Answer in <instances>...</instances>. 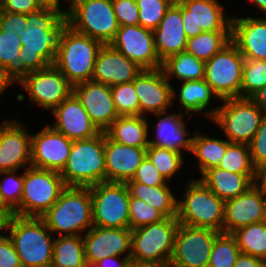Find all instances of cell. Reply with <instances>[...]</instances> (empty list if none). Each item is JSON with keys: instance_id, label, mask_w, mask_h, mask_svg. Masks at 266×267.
I'll return each instance as SVG.
<instances>
[{"instance_id": "74e56055", "label": "cell", "mask_w": 266, "mask_h": 267, "mask_svg": "<svg viewBox=\"0 0 266 267\" xmlns=\"http://www.w3.org/2000/svg\"><path fill=\"white\" fill-rule=\"evenodd\" d=\"M241 253L266 260V223L257 222L240 227L231 233Z\"/></svg>"}, {"instance_id": "836d02e7", "label": "cell", "mask_w": 266, "mask_h": 267, "mask_svg": "<svg viewBox=\"0 0 266 267\" xmlns=\"http://www.w3.org/2000/svg\"><path fill=\"white\" fill-rule=\"evenodd\" d=\"M192 134L194 136L191 154L198 159V172L202 175L205 171L218 167L231 143L227 139L212 138L199 131Z\"/></svg>"}, {"instance_id": "44dd1931", "label": "cell", "mask_w": 266, "mask_h": 267, "mask_svg": "<svg viewBox=\"0 0 266 267\" xmlns=\"http://www.w3.org/2000/svg\"><path fill=\"white\" fill-rule=\"evenodd\" d=\"M73 94L101 132H105L119 117L110 86L90 80L74 85Z\"/></svg>"}, {"instance_id": "30bf717a", "label": "cell", "mask_w": 266, "mask_h": 267, "mask_svg": "<svg viewBox=\"0 0 266 267\" xmlns=\"http://www.w3.org/2000/svg\"><path fill=\"white\" fill-rule=\"evenodd\" d=\"M221 104L212 122L230 143L249 144L265 113L250 98H229Z\"/></svg>"}, {"instance_id": "5b68a950", "label": "cell", "mask_w": 266, "mask_h": 267, "mask_svg": "<svg viewBox=\"0 0 266 267\" xmlns=\"http://www.w3.org/2000/svg\"><path fill=\"white\" fill-rule=\"evenodd\" d=\"M105 132L74 140L68 161L60 172L66 187H90L106 182Z\"/></svg>"}, {"instance_id": "03108f58", "label": "cell", "mask_w": 266, "mask_h": 267, "mask_svg": "<svg viewBox=\"0 0 266 267\" xmlns=\"http://www.w3.org/2000/svg\"><path fill=\"white\" fill-rule=\"evenodd\" d=\"M0 210H10L9 208L5 207V205L2 203L0 199Z\"/></svg>"}, {"instance_id": "9c48e42d", "label": "cell", "mask_w": 266, "mask_h": 267, "mask_svg": "<svg viewBox=\"0 0 266 267\" xmlns=\"http://www.w3.org/2000/svg\"><path fill=\"white\" fill-rule=\"evenodd\" d=\"M66 188L60 172L35 167L25 168L20 206L13 212L23 217H41Z\"/></svg>"}, {"instance_id": "680465c9", "label": "cell", "mask_w": 266, "mask_h": 267, "mask_svg": "<svg viewBox=\"0 0 266 267\" xmlns=\"http://www.w3.org/2000/svg\"><path fill=\"white\" fill-rule=\"evenodd\" d=\"M13 84L15 83L6 75V72L0 68V96H3L2 93Z\"/></svg>"}, {"instance_id": "52a82bcc", "label": "cell", "mask_w": 266, "mask_h": 267, "mask_svg": "<svg viewBox=\"0 0 266 267\" xmlns=\"http://www.w3.org/2000/svg\"><path fill=\"white\" fill-rule=\"evenodd\" d=\"M178 226L177 217H167L133 229L130 256L132 264L169 265Z\"/></svg>"}, {"instance_id": "89a4df30", "label": "cell", "mask_w": 266, "mask_h": 267, "mask_svg": "<svg viewBox=\"0 0 266 267\" xmlns=\"http://www.w3.org/2000/svg\"><path fill=\"white\" fill-rule=\"evenodd\" d=\"M3 0H0V11L2 9Z\"/></svg>"}, {"instance_id": "4fadbf2b", "label": "cell", "mask_w": 266, "mask_h": 267, "mask_svg": "<svg viewBox=\"0 0 266 267\" xmlns=\"http://www.w3.org/2000/svg\"><path fill=\"white\" fill-rule=\"evenodd\" d=\"M18 85L27 92L29 101L51 112L73 93V85L54 64L31 71Z\"/></svg>"}, {"instance_id": "6f0895ef", "label": "cell", "mask_w": 266, "mask_h": 267, "mask_svg": "<svg viewBox=\"0 0 266 267\" xmlns=\"http://www.w3.org/2000/svg\"><path fill=\"white\" fill-rule=\"evenodd\" d=\"M266 114V85L250 98Z\"/></svg>"}, {"instance_id": "484cf974", "label": "cell", "mask_w": 266, "mask_h": 267, "mask_svg": "<svg viewBox=\"0 0 266 267\" xmlns=\"http://www.w3.org/2000/svg\"><path fill=\"white\" fill-rule=\"evenodd\" d=\"M181 112L182 111L179 113H172L168 111L167 114L166 111L153 114L157 117V123L154 127V139H150V136H148L149 145L165 148L181 154H183L184 151L191 153L194 135L187 132L189 129L184 119L185 116L188 119L190 116Z\"/></svg>"}, {"instance_id": "e7e4bbea", "label": "cell", "mask_w": 266, "mask_h": 267, "mask_svg": "<svg viewBox=\"0 0 266 267\" xmlns=\"http://www.w3.org/2000/svg\"><path fill=\"white\" fill-rule=\"evenodd\" d=\"M84 267H101L97 262L85 261Z\"/></svg>"}, {"instance_id": "8d00e7d4", "label": "cell", "mask_w": 266, "mask_h": 267, "mask_svg": "<svg viewBox=\"0 0 266 267\" xmlns=\"http://www.w3.org/2000/svg\"><path fill=\"white\" fill-rule=\"evenodd\" d=\"M231 41V31H204L188 38L186 51L206 62Z\"/></svg>"}, {"instance_id": "db71d44e", "label": "cell", "mask_w": 266, "mask_h": 267, "mask_svg": "<svg viewBox=\"0 0 266 267\" xmlns=\"http://www.w3.org/2000/svg\"><path fill=\"white\" fill-rule=\"evenodd\" d=\"M233 267H266V260L240 253Z\"/></svg>"}, {"instance_id": "7a4b0ae2", "label": "cell", "mask_w": 266, "mask_h": 267, "mask_svg": "<svg viewBox=\"0 0 266 267\" xmlns=\"http://www.w3.org/2000/svg\"><path fill=\"white\" fill-rule=\"evenodd\" d=\"M41 218L55 237L83 236L93 227L90 187H66Z\"/></svg>"}, {"instance_id": "d6a6232c", "label": "cell", "mask_w": 266, "mask_h": 267, "mask_svg": "<svg viewBox=\"0 0 266 267\" xmlns=\"http://www.w3.org/2000/svg\"><path fill=\"white\" fill-rule=\"evenodd\" d=\"M22 46L20 37L15 33L0 31V68L17 84L31 73L20 60Z\"/></svg>"}, {"instance_id": "be15d7a7", "label": "cell", "mask_w": 266, "mask_h": 267, "mask_svg": "<svg viewBox=\"0 0 266 267\" xmlns=\"http://www.w3.org/2000/svg\"><path fill=\"white\" fill-rule=\"evenodd\" d=\"M131 267H169V265H137V264H132Z\"/></svg>"}, {"instance_id": "681fc988", "label": "cell", "mask_w": 266, "mask_h": 267, "mask_svg": "<svg viewBox=\"0 0 266 267\" xmlns=\"http://www.w3.org/2000/svg\"><path fill=\"white\" fill-rule=\"evenodd\" d=\"M128 181H136L147 186H161L169 184L147 156L136 170L132 179Z\"/></svg>"}, {"instance_id": "9a60e30c", "label": "cell", "mask_w": 266, "mask_h": 267, "mask_svg": "<svg viewBox=\"0 0 266 267\" xmlns=\"http://www.w3.org/2000/svg\"><path fill=\"white\" fill-rule=\"evenodd\" d=\"M110 45L143 70L162 68L155 50L154 32L150 29L140 25L119 26Z\"/></svg>"}, {"instance_id": "603a6c76", "label": "cell", "mask_w": 266, "mask_h": 267, "mask_svg": "<svg viewBox=\"0 0 266 267\" xmlns=\"http://www.w3.org/2000/svg\"><path fill=\"white\" fill-rule=\"evenodd\" d=\"M51 113L55 120L49 125L72 141L89 139L101 133L73 93Z\"/></svg>"}, {"instance_id": "7dc6e473", "label": "cell", "mask_w": 266, "mask_h": 267, "mask_svg": "<svg viewBox=\"0 0 266 267\" xmlns=\"http://www.w3.org/2000/svg\"><path fill=\"white\" fill-rule=\"evenodd\" d=\"M253 166L258 170L266 163V114L263 116L260 126L249 143Z\"/></svg>"}, {"instance_id": "9f6ffc18", "label": "cell", "mask_w": 266, "mask_h": 267, "mask_svg": "<svg viewBox=\"0 0 266 267\" xmlns=\"http://www.w3.org/2000/svg\"><path fill=\"white\" fill-rule=\"evenodd\" d=\"M13 216L14 214L11 210H0V239L8 236L6 233H8L7 231L9 230V225ZM2 230L5 235L2 234Z\"/></svg>"}, {"instance_id": "a7ac6f4b", "label": "cell", "mask_w": 266, "mask_h": 267, "mask_svg": "<svg viewBox=\"0 0 266 267\" xmlns=\"http://www.w3.org/2000/svg\"><path fill=\"white\" fill-rule=\"evenodd\" d=\"M67 1V0H66ZM75 0H68V6H70Z\"/></svg>"}, {"instance_id": "f546056e", "label": "cell", "mask_w": 266, "mask_h": 267, "mask_svg": "<svg viewBox=\"0 0 266 267\" xmlns=\"http://www.w3.org/2000/svg\"><path fill=\"white\" fill-rule=\"evenodd\" d=\"M199 179L223 201L245 193L257 181V174H237L219 167L205 171Z\"/></svg>"}, {"instance_id": "4316f807", "label": "cell", "mask_w": 266, "mask_h": 267, "mask_svg": "<svg viewBox=\"0 0 266 267\" xmlns=\"http://www.w3.org/2000/svg\"><path fill=\"white\" fill-rule=\"evenodd\" d=\"M106 182L126 183L147 156V148L122 145L111 140L105 133Z\"/></svg>"}, {"instance_id": "7c38bea8", "label": "cell", "mask_w": 266, "mask_h": 267, "mask_svg": "<svg viewBox=\"0 0 266 267\" xmlns=\"http://www.w3.org/2000/svg\"><path fill=\"white\" fill-rule=\"evenodd\" d=\"M245 58L231 40L205 62V81L220 100L240 98L242 68Z\"/></svg>"}, {"instance_id": "ba28073f", "label": "cell", "mask_w": 266, "mask_h": 267, "mask_svg": "<svg viewBox=\"0 0 266 267\" xmlns=\"http://www.w3.org/2000/svg\"><path fill=\"white\" fill-rule=\"evenodd\" d=\"M66 8L67 25L74 31L103 44L114 39L119 24L112 0H75Z\"/></svg>"}, {"instance_id": "d4e9b609", "label": "cell", "mask_w": 266, "mask_h": 267, "mask_svg": "<svg viewBox=\"0 0 266 267\" xmlns=\"http://www.w3.org/2000/svg\"><path fill=\"white\" fill-rule=\"evenodd\" d=\"M142 70L110 44H103L95 61L92 80L112 87L133 82Z\"/></svg>"}, {"instance_id": "c3c4849f", "label": "cell", "mask_w": 266, "mask_h": 267, "mask_svg": "<svg viewBox=\"0 0 266 267\" xmlns=\"http://www.w3.org/2000/svg\"><path fill=\"white\" fill-rule=\"evenodd\" d=\"M119 26L139 25V9L136 0H112Z\"/></svg>"}, {"instance_id": "2e32d148", "label": "cell", "mask_w": 266, "mask_h": 267, "mask_svg": "<svg viewBox=\"0 0 266 267\" xmlns=\"http://www.w3.org/2000/svg\"><path fill=\"white\" fill-rule=\"evenodd\" d=\"M183 27L187 38L204 31H231V16H227L219 0H180Z\"/></svg>"}, {"instance_id": "816d5d0a", "label": "cell", "mask_w": 266, "mask_h": 267, "mask_svg": "<svg viewBox=\"0 0 266 267\" xmlns=\"http://www.w3.org/2000/svg\"><path fill=\"white\" fill-rule=\"evenodd\" d=\"M0 267H23L11 239H0Z\"/></svg>"}, {"instance_id": "bcb514c9", "label": "cell", "mask_w": 266, "mask_h": 267, "mask_svg": "<svg viewBox=\"0 0 266 267\" xmlns=\"http://www.w3.org/2000/svg\"><path fill=\"white\" fill-rule=\"evenodd\" d=\"M167 218L160 210L141 199L130 195L129 201V229L149 225Z\"/></svg>"}, {"instance_id": "5bb4252c", "label": "cell", "mask_w": 266, "mask_h": 267, "mask_svg": "<svg viewBox=\"0 0 266 267\" xmlns=\"http://www.w3.org/2000/svg\"><path fill=\"white\" fill-rule=\"evenodd\" d=\"M220 232L179 224L169 267H205L209 264L211 249Z\"/></svg>"}, {"instance_id": "7402d4cb", "label": "cell", "mask_w": 266, "mask_h": 267, "mask_svg": "<svg viewBox=\"0 0 266 267\" xmlns=\"http://www.w3.org/2000/svg\"><path fill=\"white\" fill-rule=\"evenodd\" d=\"M85 259L98 262L109 256H131L132 230L93 226L83 234Z\"/></svg>"}, {"instance_id": "277c9868", "label": "cell", "mask_w": 266, "mask_h": 267, "mask_svg": "<svg viewBox=\"0 0 266 267\" xmlns=\"http://www.w3.org/2000/svg\"><path fill=\"white\" fill-rule=\"evenodd\" d=\"M23 267H50L54 234L41 217L14 215L7 233Z\"/></svg>"}, {"instance_id": "8fae6325", "label": "cell", "mask_w": 266, "mask_h": 267, "mask_svg": "<svg viewBox=\"0 0 266 267\" xmlns=\"http://www.w3.org/2000/svg\"><path fill=\"white\" fill-rule=\"evenodd\" d=\"M93 226L129 228L130 193L126 183L101 182L90 186Z\"/></svg>"}, {"instance_id": "8992f818", "label": "cell", "mask_w": 266, "mask_h": 267, "mask_svg": "<svg viewBox=\"0 0 266 267\" xmlns=\"http://www.w3.org/2000/svg\"><path fill=\"white\" fill-rule=\"evenodd\" d=\"M183 198L177 201L179 224L223 232L225 201L200 180L187 182Z\"/></svg>"}, {"instance_id": "b9f144b4", "label": "cell", "mask_w": 266, "mask_h": 267, "mask_svg": "<svg viewBox=\"0 0 266 267\" xmlns=\"http://www.w3.org/2000/svg\"><path fill=\"white\" fill-rule=\"evenodd\" d=\"M147 157L167 181H170L184 164L183 154L152 145L147 147Z\"/></svg>"}, {"instance_id": "f907efd6", "label": "cell", "mask_w": 266, "mask_h": 267, "mask_svg": "<svg viewBox=\"0 0 266 267\" xmlns=\"http://www.w3.org/2000/svg\"><path fill=\"white\" fill-rule=\"evenodd\" d=\"M27 27L26 14L0 11V31L15 33L20 37Z\"/></svg>"}, {"instance_id": "1f68e13d", "label": "cell", "mask_w": 266, "mask_h": 267, "mask_svg": "<svg viewBox=\"0 0 266 267\" xmlns=\"http://www.w3.org/2000/svg\"><path fill=\"white\" fill-rule=\"evenodd\" d=\"M132 197L141 199L160 210L166 217H177V197L169 185L147 186L136 181H127Z\"/></svg>"}, {"instance_id": "11a10c76", "label": "cell", "mask_w": 266, "mask_h": 267, "mask_svg": "<svg viewBox=\"0 0 266 267\" xmlns=\"http://www.w3.org/2000/svg\"><path fill=\"white\" fill-rule=\"evenodd\" d=\"M122 258V256H109L98 261L101 267H131L132 262L130 257ZM122 258V259H121Z\"/></svg>"}, {"instance_id": "ab89813d", "label": "cell", "mask_w": 266, "mask_h": 267, "mask_svg": "<svg viewBox=\"0 0 266 267\" xmlns=\"http://www.w3.org/2000/svg\"><path fill=\"white\" fill-rule=\"evenodd\" d=\"M240 253L235 237L231 233L220 232L214 240L209 265L233 267Z\"/></svg>"}, {"instance_id": "e0dca14e", "label": "cell", "mask_w": 266, "mask_h": 267, "mask_svg": "<svg viewBox=\"0 0 266 267\" xmlns=\"http://www.w3.org/2000/svg\"><path fill=\"white\" fill-rule=\"evenodd\" d=\"M72 144V140L51 125H45L31 135V166L61 172L68 161Z\"/></svg>"}, {"instance_id": "91938a15", "label": "cell", "mask_w": 266, "mask_h": 267, "mask_svg": "<svg viewBox=\"0 0 266 267\" xmlns=\"http://www.w3.org/2000/svg\"><path fill=\"white\" fill-rule=\"evenodd\" d=\"M256 182L266 189V163L257 170Z\"/></svg>"}, {"instance_id": "6da1fadb", "label": "cell", "mask_w": 266, "mask_h": 267, "mask_svg": "<svg viewBox=\"0 0 266 267\" xmlns=\"http://www.w3.org/2000/svg\"><path fill=\"white\" fill-rule=\"evenodd\" d=\"M27 29L21 33L20 60L30 71L54 64L59 36L67 24L66 14L58 8L43 6L26 14Z\"/></svg>"}, {"instance_id": "f5cc1de1", "label": "cell", "mask_w": 266, "mask_h": 267, "mask_svg": "<svg viewBox=\"0 0 266 267\" xmlns=\"http://www.w3.org/2000/svg\"><path fill=\"white\" fill-rule=\"evenodd\" d=\"M42 7L38 0H3L1 11L29 14L38 11Z\"/></svg>"}, {"instance_id": "4dcf8cb0", "label": "cell", "mask_w": 266, "mask_h": 267, "mask_svg": "<svg viewBox=\"0 0 266 267\" xmlns=\"http://www.w3.org/2000/svg\"><path fill=\"white\" fill-rule=\"evenodd\" d=\"M147 116H119L105 131L106 135L116 143L136 148L149 146V125Z\"/></svg>"}, {"instance_id": "ffe728a7", "label": "cell", "mask_w": 266, "mask_h": 267, "mask_svg": "<svg viewBox=\"0 0 266 267\" xmlns=\"http://www.w3.org/2000/svg\"><path fill=\"white\" fill-rule=\"evenodd\" d=\"M266 202V189L255 182L239 196L226 200L224 209L223 233L257 222H263Z\"/></svg>"}, {"instance_id": "60d3db41", "label": "cell", "mask_w": 266, "mask_h": 267, "mask_svg": "<svg viewBox=\"0 0 266 267\" xmlns=\"http://www.w3.org/2000/svg\"><path fill=\"white\" fill-rule=\"evenodd\" d=\"M266 85V60L245 59L240 98H251Z\"/></svg>"}, {"instance_id": "cb8c5ba5", "label": "cell", "mask_w": 266, "mask_h": 267, "mask_svg": "<svg viewBox=\"0 0 266 267\" xmlns=\"http://www.w3.org/2000/svg\"><path fill=\"white\" fill-rule=\"evenodd\" d=\"M231 40L245 59L266 60V17L231 15Z\"/></svg>"}, {"instance_id": "6125c7cd", "label": "cell", "mask_w": 266, "mask_h": 267, "mask_svg": "<svg viewBox=\"0 0 266 267\" xmlns=\"http://www.w3.org/2000/svg\"><path fill=\"white\" fill-rule=\"evenodd\" d=\"M251 3H253V5H255L257 7L258 10H260V12L262 11L263 14H261L262 16L266 17V0H248Z\"/></svg>"}, {"instance_id": "7bdbcfd3", "label": "cell", "mask_w": 266, "mask_h": 267, "mask_svg": "<svg viewBox=\"0 0 266 267\" xmlns=\"http://www.w3.org/2000/svg\"><path fill=\"white\" fill-rule=\"evenodd\" d=\"M17 170L0 172V199L5 207L14 212L21 203L23 194L24 173L20 175Z\"/></svg>"}, {"instance_id": "3957f363", "label": "cell", "mask_w": 266, "mask_h": 267, "mask_svg": "<svg viewBox=\"0 0 266 267\" xmlns=\"http://www.w3.org/2000/svg\"><path fill=\"white\" fill-rule=\"evenodd\" d=\"M102 46V42L80 34L66 24L59 36L54 65L73 86L90 81Z\"/></svg>"}, {"instance_id": "ac0fdd59", "label": "cell", "mask_w": 266, "mask_h": 267, "mask_svg": "<svg viewBox=\"0 0 266 267\" xmlns=\"http://www.w3.org/2000/svg\"><path fill=\"white\" fill-rule=\"evenodd\" d=\"M134 89L139 98L140 116L174 109L173 84L162 68L142 70L134 80Z\"/></svg>"}, {"instance_id": "ee69618b", "label": "cell", "mask_w": 266, "mask_h": 267, "mask_svg": "<svg viewBox=\"0 0 266 267\" xmlns=\"http://www.w3.org/2000/svg\"><path fill=\"white\" fill-rule=\"evenodd\" d=\"M111 94L119 116L140 115L139 98L134 89V81L112 86Z\"/></svg>"}, {"instance_id": "94428289", "label": "cell", "mask_w": 266, "mask_h": 267, "mask_svg": "<svg viewBox=\"0 0 266 267\" xmlns=\"http://www.w3.org/2000/svg\"><path fill=\"white\" fill-rule=\"evenodd\" d=\"M42 6H48V7H55V8H58V9H61L65 14H66V11L67 9H62V7H60L62 4H61V0H38Z\"/></svg>"}, {"instance_id": "83f0119b", "label": "cell", "mask_w": 266, "mask_h": 267, "mask_svg": "<svg viewBox=\"0 0 266 267\" xmlns=\"http://www.w3.org/2000/svg\"><path fill=\"white\" fill-rule=\"evenodd\" d=\"M153 32L155 50L161 62L170 56L186 51L188 38L183 27L182 4L179 1L169 7Z\"/></svg>"}, {"instance_id": "003e7915", "label": "cell", "mask_w": 266, "mask_h": 267, "mask_svg": "<svg viewBox=\"0 0 266 267\" xmlns=\"http://www.w3.org/2000/svg\"><path fill=\"white\" fill-rule=\"evenodd\" d=\"M263 221L266 223V202H265V207H264V219Z\"/></svg>"}, {"instance_id": "d590c367", "label": "cell", "mask_w": 266, "mask_h": 267, "mask_svg": "<svg viewBox=\"0 0 266 267\" xmlns=\"http://www.w3.org/2000/svg\"><path fill=\"white\" fill-rule=\"evenodd\" d=\"M85 261L83 236L55 237L50 267H84Z\"/></svg>"}, {"instance_id": "e575fe53", "label": "cell", "mask_w": 266, "mask_h": 267, "mask_svg": "<svg viewBox=\"0 0 266 267\" xmlns=\"http://www.w3.org/2000/svg\"><path fill=\"white\" fill-rule=\"evenodd\" d=\"M162 70L169 82L172 77L181 82L205 79V62L187 51L168 57L162 62Z\"/></svg>"}, {"instance_id": "f1b7e54d", "label": "cell", "mask_w": 266, "mask_h": 267, "mask_svg": "<svg viewBox=\"0 0 266 267\" xmlns=\"http://www.w3.org/2000/svg\"><path fill=\"white\" fill-rule=\"evenodd\" d=\"M180 86L178 90L173 87V100H178L184 109L183 113L190 117L194 114H204L211 121L219 108L216 106L209 109L211 100L214 98L219 100L211 86L204 79L183 81Z\"/></svg>"}, {"instance_id": "f6af8a7d", "label": "cell", "mask_w": 266, "mask_h": 267, "mask_svg": "<svg viewBox=\"0 0 266 267\" xmlns=\"http://www.w3.org/2000/svg\"><path fill=\"white\" fill-rule=\"evenodd\" d=\"M139 25L154 31L163 19L173 0H136Z\"/></svg>"}, {"instance_id": "d6986e66", "label": "cell", "mask_w": 266, "mask_h": 267, "mask_svg": "<svg viewBox=\"0 0 266 267\" xmlns=\"http://www.w3.org/2000/svg\"><path fill=\"white\" fill-rule=\"evenodd\" d=\"M10 120L0 123V172L31 166L32 134L26 125Z\"/></svg>"}, {"instance_id": "f35d334b", "label": "cell", "mask_w": 266, "mask_h": 267, "mask_svg": "<svg viewBox=\"0 0 266 267\" xmlns=\"http://www.w3.org/2000/svg\"><path fill=\"white\" fill-rule=\"evenodd\" d=\"M218 167L237 174H257V169L252 163L249 144L246 143H231Z\"/></svg>"}]
</instances>
